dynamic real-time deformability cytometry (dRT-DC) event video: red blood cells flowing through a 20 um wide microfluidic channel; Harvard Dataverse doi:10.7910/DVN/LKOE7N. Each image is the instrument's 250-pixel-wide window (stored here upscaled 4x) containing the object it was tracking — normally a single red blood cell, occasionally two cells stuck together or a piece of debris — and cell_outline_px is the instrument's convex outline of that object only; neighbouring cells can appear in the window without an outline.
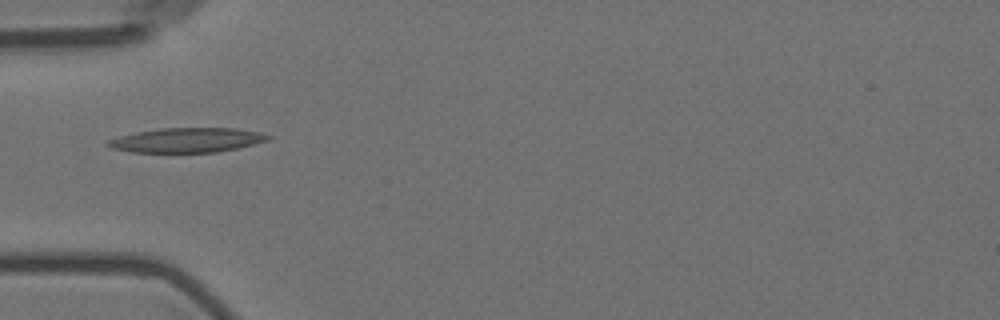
{"species": "Egyptian fruit bat (a non-hibernating species)", "species_latin": "Rousettus aegyptiacus", "temperature_condition": "room temperature", "stored_images_in_passage": 10, "camera_frame_rate_fps": 3000, "um_per_image_px": 0.085, "animal": {"sex": "female"}, "frame": {"image": 1, "passage_image": 5, "time_ms": 4.667, "image_size_px": [1000, 320], "cell_outline_px": [[272, 136], [268, 140], [236, 148], [216, 152], [132, 152], [112, 148], [104, 144], [108, 140], [120, 136], [136, 132], [160, 128], [236, 128], [260, 132]], "centroid_in_image_um": [15.87, 11.9], "position_along_channel_um": 69.1, "area_um2": 22.77}}
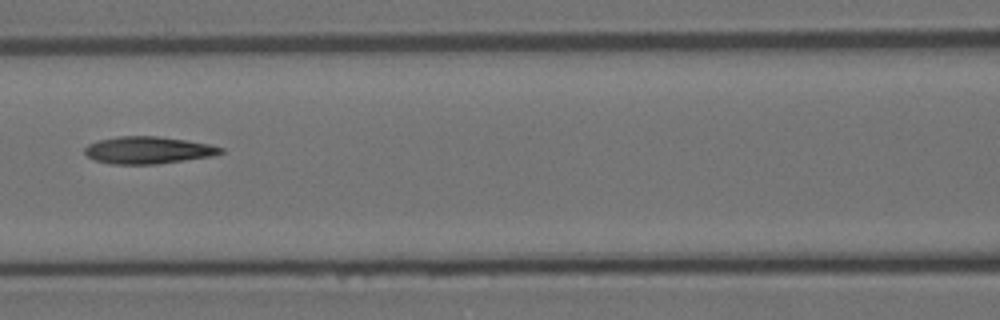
{"frame": {"image": 2, "passage_image": 7, "time_ms": 7.0, "image_size_px": [1000, 320], "cell_outline_px": [[224, 152], [212, 156], [156, 164], [112, 164], [96, 160], [88, 156], [84, 152], [84, 148], [88, 144], [100, 140], [120, 136], [156, 136], [184, 140], [208, 144], [224, 148]], "centroid_in_image_um": [12.58, 12.76], "position_along_channel_um": 154.0, "area_um2": 21.27}}
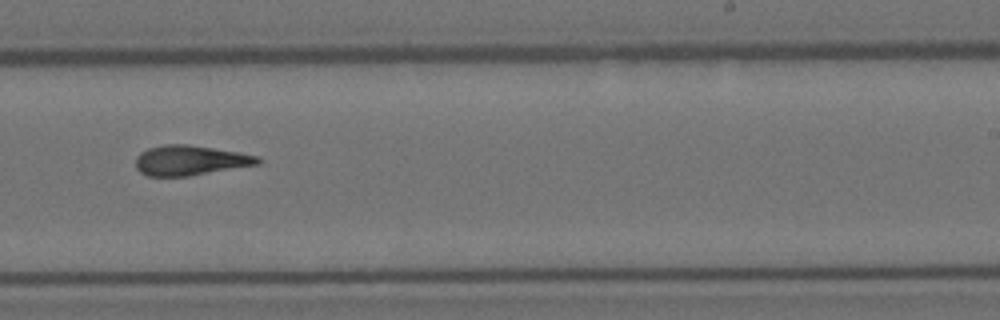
{"frame": {"image": 3, "passage_image": 10, "time_ms": 10.333, "image_size_px": [1000, 320], "cell_outline_px": [[260, 164], [188, 176], [148, 176], [140, 172], [136, 168], [136, 156], [140, 152], [148, 148], [164, 144], [188, 144], [240, 152], [260, 156]], "centroid_in_image_um": [16.16, 13.62], "position_along_channel_um": 272.8, "area_um2": 21.44}}